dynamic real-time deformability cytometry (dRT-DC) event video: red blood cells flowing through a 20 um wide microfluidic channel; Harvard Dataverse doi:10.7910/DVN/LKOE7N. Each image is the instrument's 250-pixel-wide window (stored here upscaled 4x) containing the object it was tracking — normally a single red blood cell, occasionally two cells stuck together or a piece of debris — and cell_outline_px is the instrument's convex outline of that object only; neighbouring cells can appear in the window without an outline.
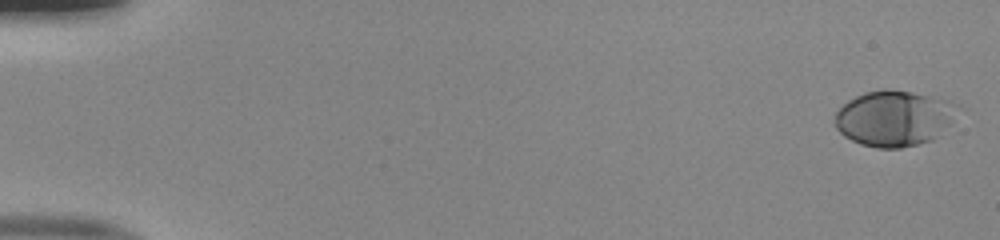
{"species": "human", "species_latin": "Homo sapiens", "temperature_condition": "room temperature", "stored_images_in_passage": 52, "camera_frame_rate_fps": 3000, "um_per_image_px": 0.085, "donor": {"sex": "male"}, "frame": {"image": 1, "passage_image": 1, "time_ms": 0.0, "image_size_px": [1000, 240], "cell_outline_px": [[952, 120], [932, 140], [900, 148], [876, 148], [860, 144], [844, 136], [836, 128], [836, 112], [848, 100], [864, 92], [884, 88], [888, 88], [912, 92], [948, 100], [952, 104]], "centroid_in_image_um": [75.9, 10.05], "position_along_channel_um": 9.1, "area_um2": 39.07}}
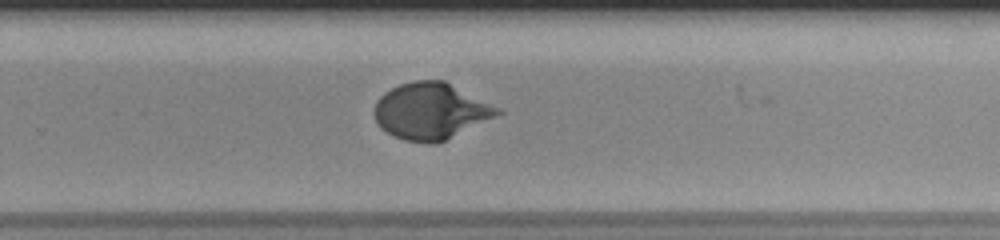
{"frame": {"image": 2, "passage_image": 35, "time_ms": 11.333, "image_size_px": [1000, 240], "cell_outline_px": [[504, 112], [436, 144], [428, 144], [404, 140], [392, 136], [380, 128], [376, 120], [376, 100], [384, 92], [400, 84], [416, 80], [444, 80], [504, 108]], "centroid_in_image_um": [36.65, 9.44], "position_along_channel_um": 293.1, "area_um2": 40.69}}
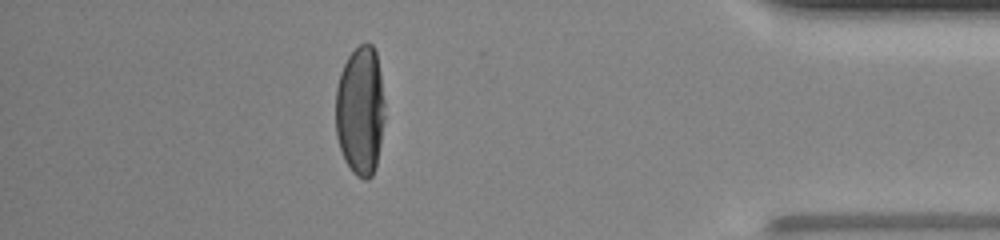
{"frame": {"image": 3, "passage_image": 46, "time_ms": 15.0, "image_size_px": [1000, 240], "cell_outline_px": [[384, 120], [380, 144], [376, 164], [372, 176], [368, 180], [364, 180], [356, 176], [352, 172], [344, 160], [336, 136], [336, 88], [340, 72], [348, 56], [360, 44], [372, 44], [376, 52], [384, 100]], "centroid_in_image_um": [30.61, 9.44], "position_along_channel_um": 404.6, "area_um2": 37.05}, "authors_computed_cell_mechanics": {"area_um2": 37.9457, "velocity_mm_per_s": 4.0111, "shape_relaxation_time_tau1_ms": 4.2152, "shape_relaxation_time_tau2_ms": null, "deformation_change_tau1": 0.2051, "deformation_change_tau2": null}}